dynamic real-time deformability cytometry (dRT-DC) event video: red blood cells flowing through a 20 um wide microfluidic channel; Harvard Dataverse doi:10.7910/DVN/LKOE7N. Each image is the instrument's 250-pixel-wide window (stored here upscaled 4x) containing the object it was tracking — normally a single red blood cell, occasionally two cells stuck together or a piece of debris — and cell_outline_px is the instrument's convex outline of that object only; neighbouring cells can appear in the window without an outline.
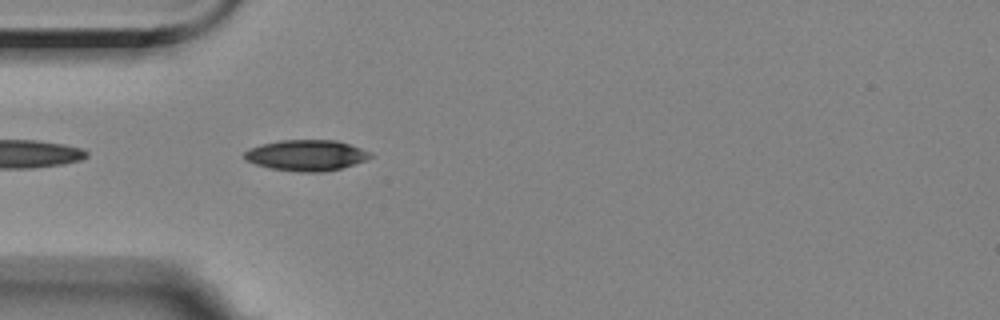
{"species": "Egyptian fruit bat (a non-hibernating species)", "species_latin": "Rousettus aegyptiacus", "temperature_condition": "room temperature", "stored_images_in_passage": 26, "camera_frame_rate_fps": 3000, "um_per_image_px": 0.085, "animal": {"sex": "female"}, "frame": {"image": 1, "passage_image": 2, "time_ms": 0.333, "image_size_px": [1000, 320], "cell_outline_px": [[372, 156], [364, 160], [340, 168], [324, 172], [300, 172], [272, 168], [256, 164], [244, 160], [244, 152], [248, 148], [260, 144], [280, 140], [336, 140], [372, 152]], "centroid_in_image_um": [26.0, 13.19], "position_along_channel_um": 59.0, "area_um2": 22.54}}
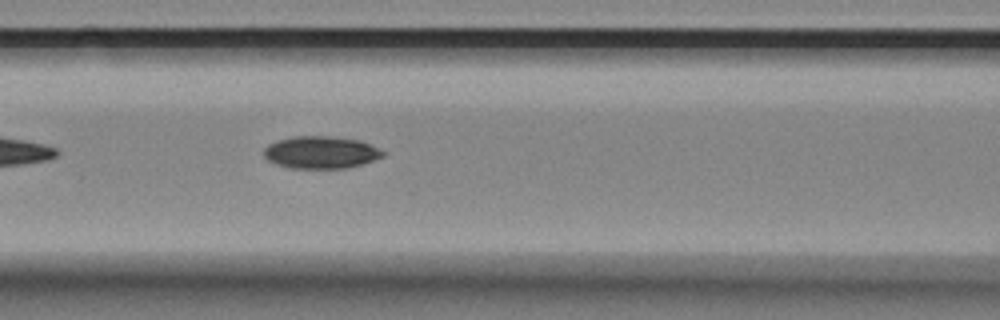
{"frame": {"image": 2, "passage_image": 9, "time_ms": 2.667, "image_size_px": [1000, 320], "cell_outline_px": [[388, 152], [384, 156], [348, 168], [288, 168], [276, 164], [268, 160], [264, 156], [264, 148], [268, 144], [276, 140], [292, 136], [332, 136], [360, 140]], "centroid_in_image_um": [27.27, 12.94], "position_along_channel_um": 139.3, "area_um2": 22.6}}
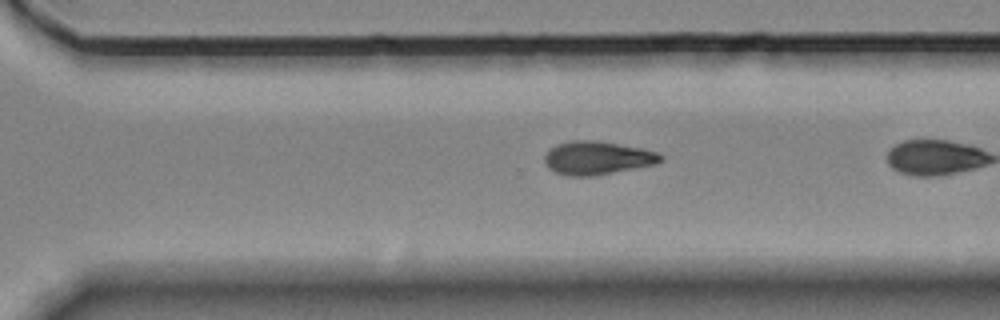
{"frame": {"image": 3, "passage_image": 22, "time_ms": 7.0, "image_size_px": [1000, 320], "cell_outline_px": [[664, 160], [652, 164], [592, 176], [568, 176], [556, 172], [548, 168], [544, 164], [544, 156], [556, 144], [568, 140], [600, 140], [660, 152], [664, 156]], "centroid_in_image_um": [50.75, 13.4], "position_along_channel_um": 319.9, "area_um2": 22.54}}